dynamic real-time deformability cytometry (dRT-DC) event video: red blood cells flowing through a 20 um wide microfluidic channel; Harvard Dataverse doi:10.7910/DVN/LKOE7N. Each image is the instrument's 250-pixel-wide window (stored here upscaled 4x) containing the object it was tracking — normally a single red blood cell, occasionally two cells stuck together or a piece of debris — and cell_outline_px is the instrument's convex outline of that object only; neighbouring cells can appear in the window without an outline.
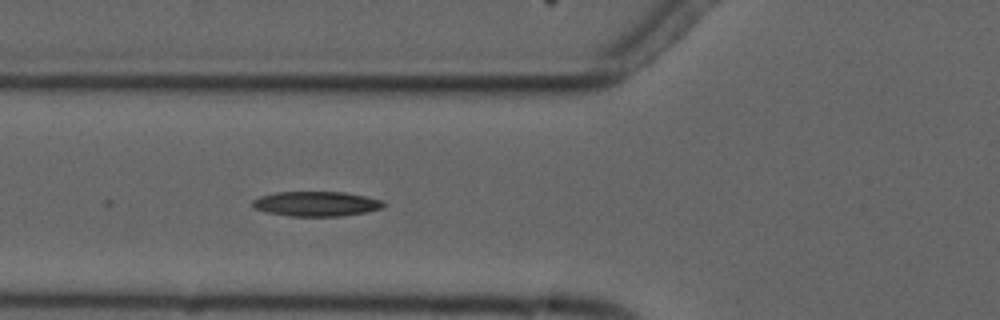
{"species": "common noctule bat (a hibernating species)", "species_latin": "Nyctalus noctula", "temperature_condition": "cold", "stored_images_in_passage": 6, "camera_frame_rate_fps": 3000, "um_per_image_px": 0.085, "animal": {"sex": "male", "forearm_length_mm": 52.5}, "frame": {"image": 1, "passage_image": 5, "time_ms": 4.333, "image_size_px": [1000, 320], "cell_outline_px": [[388, 204], [380, 208], [368, 212], [340, 216], [292, 216], [268, 212], [256, 208], [252, 204], [252, 200], [260, 196], [276, 192], [344, 192], [384, 200]], "centroid_in_image_um": [26.93, 17.32], "position_along_channel_um": 98.9, "area_um2": 18.9}}